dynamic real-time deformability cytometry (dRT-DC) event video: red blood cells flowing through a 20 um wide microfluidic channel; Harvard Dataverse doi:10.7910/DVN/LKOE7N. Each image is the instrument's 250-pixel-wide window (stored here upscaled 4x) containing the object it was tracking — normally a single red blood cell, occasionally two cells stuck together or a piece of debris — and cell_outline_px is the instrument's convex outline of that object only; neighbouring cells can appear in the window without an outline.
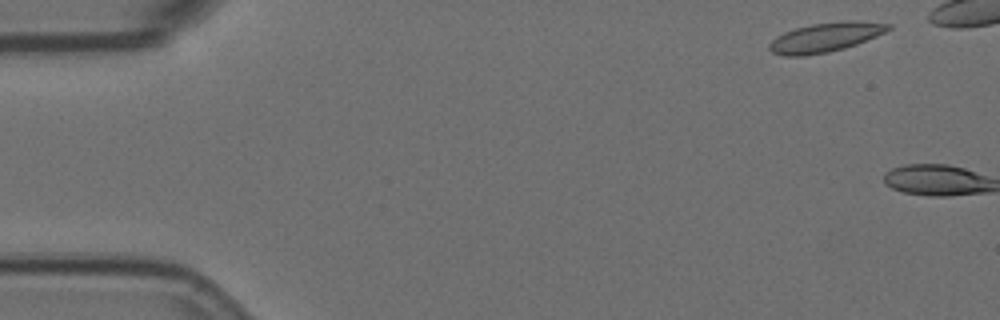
{"species": "Egyptian fruit bat (a non-hibernating species)", "species_latin": "Rousettus aegyptiacus", "temperature_condition": "room temperature", "stored_images_in_passage": 2, "camera_frame_rate_fps": 3000, "um_per_image_px": 0.085, "animal": {"sex": "female"}, "frame": {"image": 1, "passage_image": 1, "time_ms": 0.0, "image_size_px": [1000, 320], "cell_outline_px": [[892, 28], [876, 36], [856, 44], [844, 48], [828, 52], [804, 56], [784, 56], [772, 52], [768, 48], [768, 44], [776, 36], [784, 32], [796, 28], [812, 24], [844, 20], [856, 20], [892, 24]], "centroid_in_image_um": [70.15, 3.16], "position_along_channel_um": 14.9, "area_um2": 20.4}}